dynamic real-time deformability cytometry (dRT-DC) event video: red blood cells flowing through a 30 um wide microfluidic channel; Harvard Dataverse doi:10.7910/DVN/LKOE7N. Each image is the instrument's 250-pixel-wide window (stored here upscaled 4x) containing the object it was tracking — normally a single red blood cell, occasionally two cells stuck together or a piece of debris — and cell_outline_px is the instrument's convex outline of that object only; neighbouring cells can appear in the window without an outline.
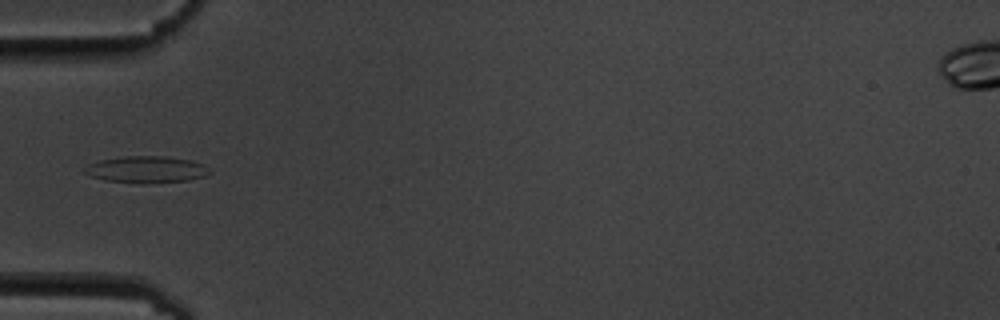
{"species": "common noctule bat (a hibernating species)", "species_latin": "Nyctalus noctula", "temperature_condition": "cold", "stored_images_in_passage": 4, "camera_frame_rate_fps": 3000, "um_per_image_px": 0.085, "animal": {"sex": "male", "body_mass_g": 19.5, "forearm_length_mm": 54.6}, "frame": {"image": 1, "passage_image": 4, "time_ms": 3.333, "image_size_px": [1000, 320], "cell_outline_px": [[212, 172], [204, 176], [188, 180], [140, 184], [104, 180], [88, 176], [80, 168], [88, 164], [100, 160], [124, 156], [168, 156], [192, 160], [204, 164]], "centroid_in_image_um": [12.4, 14.41], "position_along_channel_um": 72.6, "area_um2": 19.83}}